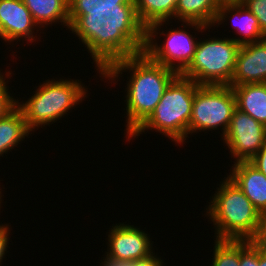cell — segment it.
<instances>
[{"label":"cell","instance_id":"obj_1","mask_svg":"<svg viewBox=\"0 0 266 266\" xmlns=\"http://www.w3.org/2000/svg\"><path fill=\"white\" fill-rule=\"evenodd\" d=\"M76 34L91 53L97 73L112 63L143 52L146 28L135 4H119V9H69V31Z\"/></svg>","mask_w":266,"mask_h":266},{"label":"cell","instance_id":"obj_2","mask_svg":"<svg viewBox=\"0 0 266 266\" xmlns=\"http://www.w3.org/2000/svg\"><path fill=\"white\" fill-rule=\"evenodd\" d=\"M129 71L126 87V139L151 115L178 73L151 60L144 52L112 63L99 77L111 83ZM117 78V79H116Z\"/></svg>","mask_w":266,"mask_h":266},{"label":"cell","instance_id":"obj_3","mask_svg":"<svg viewBox=\"0 0 266 266\" xmlns=\"http://www.w3.org/2000/svg\"><path fill=\"white\" fill-rule=\"evenodd\" d=\"M206 207V215L213 222L216 239L256 240L263 216L228 176Z\"/></svg>","mask_w":266,"mask_h":266},{"label":"cell","instance_id":"obj_4","mask_svg":"<svg viewBox=\"0 0 266 266\" xmlns=\"http://www.w3.org/2000/svg\"><path fill=\"white\" fill-rule=\"evenodd\" d=\"M193 80L178 74L167 86L160 102L151 115L127 138L139 137L148 130H154L175 144H183L189 135V122L192 113L195 90Z\"/></svg>","mask_w":266,"mask_h":266},{"label":"cell","instance_id":"obj_5","mask_svg":"<svg viewBox=\"0 0 266 266\" xmlns=\"http://www.w3.org/2000/svg\"><path fill=\"white\" fill-rule=\"evenodd\" d=\"M79 79L45 80L36 87L34 95L27 101L17 99L25 122L31 131L53 124L69 113L70 109L87 98L88 89ZM68 112V113H67Z\"/></svg>","mask_w":266,"mask_h":266},{"label":"cell","instance_id":"obj_6","mask_svg":"<svg viewBox=\"0 0 266 266\" xmlns=\"http://www.w3.org/2000/svg\"><path fill=\"white\" fill-rule=\"evenodd\" d=\"M239 47L231 37L199 40L192 62L181 75L198 85L229 86Z\"/></svg>","mask_w":266,"mask_h":266},{"label":"cell","instance_id":"obj_7","mask_svg":"<svg viewBox=\"0 0 266 266\" xmlns=\"http://www.w3.org/2000/svg\"><path fill=\"white\" fill-rule=\"evenodd\" d=\"M235 109L236 99L231 86L199 85L195 90L189 134L220 127L223 138Z\"/></svg>","mask_w":266,"mask_h":266},{"label":"cell","instance_id":"obj_8","mask_svg":"<svg viewBox=\"0 0 266 266\" xmlns=\"http://www.w3.org/2000/svg\"><path fill=\"white\" fill-rule=\"evenodd\" d=\"M165 24H167L166 21H160L146 28L143 52L151 60L181 74L192 62L198 40L188 30L180 29V27H178L179 29L170 28L166 31L167 33L163 29L161 33L158 32ZM158 34L159 36L166 35L165 41L161 45L156 41Z\"/></svg>","mask_w":266,"mask_h":266},{"label":"cell","instance_id":"obj_9","mask_svg":"<svg viewBox=\"0 0 266 266\" xmlns=\"http://www.w3.org/2000/svg\"><path fill=\"white\" fill-rule=\"evenodd\" d=\"M134 225L116 223L108 233L106 257L100 265H125L152 255L153 241L150 235Z\"/></svg>","mask_w":266,"mask_h":266},{"label":"cell","instance_id":"obj_10","mask_svg":"<svg viewBox=\"0 0 266 266\" xmlns=\"http://www.w3.org/2000/svg\"><path fill=\"white\" fill-rule=\"evenodd\" d=\"M221 139L235 158L234 162L249 161L266 143V126L236 108Z\"/></svg>","mask_w":266,"mask_h":266},{"label":"cell","instance_id":"obj_11","mask_svg":"<svg viewBox=\"0 0 266 266\" xmlns=\"http://www.w3.org/2000/svg\"><path fill=\"white\" fill-rule=\"evenodd\" d=\"M36 27L39 26L22 0H0V38L4 42L14 43L23 38L32 43L37 40Z\"/></svg>","mask_w":266,"mask_h":266},{"label":"cell","instance_id":"obj_12","mask_svg":"<svg viewBox=\"0 0 266 266\" xmlns=\"http://www.w3.org/2000/svg\"><path fill=\"white\" fill-rule=\"evenodd\" d=\"M266 82V38L240 45L229 86Z\"/></svg>","mask_w":266,"mask_h":266},{"label":"cell","instance_id":"obj_13","mask_svg":"<svg viewBox=\"0 0 266 266\" xmlns=\"http://www.w3.org/2000/svg\"><path fill=\"white\" fill-rule=\"evenodd\" d=\"M229 18H231V26H233L237 34L242 35L240 38L232 37L239 45L259 42L266 38L260 29L258 19L244 4L238 2L221 3L213 26L215 24L216 26L222 25Z\"/></svg>","mask_w":266,"mask_h":266},{"label":"cell","instance_id":"obj_14","mask_svg":"<svg viewBox=\"0 0 266 266\" xmlns=\"http://www.w3.org/2000/svg\"><path fill=\"white\" fill-rule=\"evenodd\" d=\"M227 176L237 184L260 214L266 215V176L249 161L234 162Z\"/></svg>","mask_w":266,"mask_h":266},{"label":"cell","instance_id":"obj_15","mask_svg":"<svg viewBox=\"0 0 266 266\" xmlns=\"http://www.w3.org/2000/svg\"><path fill=\"white\" fill-rule=\"evenodd\" d=\"M220 6L218 0H178L175 18L183 22L181 27L184 29L189 26L188 28L204 33L213 27Z\"/></svg>","mask_w":266,"mask_h":266},{"label":"cell","instance_id":"obj_16","mask_svg":"<svg viewBox=\"0 0 266 266\" xmlns=\"http://www.w3.org/2000/svg\"><path fill=\"white\" fill-rule=\"evenodd\" d=\"M236 108L266 126V82L231 86Z\"/></svg>","mask_w":266,"mask_h":266},{"label":"cell","instance_id":"obj_17","mask_svg":"<svg viewBox=\"0 0 266 266\" xmlns=\"http://www.w3.org/2000/svg\"><path fill=\"white\" fill-rule=\"evenodd\" d=\"M40 28L57 22L69 29V0H22ZM47 27H46V26Z\"/></svg>","mask_w":266,"mask_h":266},{"label":"cell","instance_id":"obj_18","mask_svg":"<svg viewBox=\"0 0 266 266\" xmlns=\"http://www.w3.org/2000/svg\"><path fill=\"white\" fill-rule=\"evenodd\" d=\"M32 133L21 109L16 105L0 119V156L14 149Z\"/></svg>","mask_w":266,"mask_h":266},{"label":"cell","instance_id":"obj_19","mask_svg":"<svg viewBox=\"0 0 266 266\" xmlns=\"http://www.w3.org/2000/svg\"><path fill=\"white\" fill-rule=\"evenodd\" d=\"M140 22L147 28L151 24L175 20L178 0H134Z\"/></svg>","mask_w":266,"mask_h":266},{"label":"cell","instance_id":"obj_20","mask_svg":"<svg viewBox=\"0 0 266 266\" xmlns=\"http://www.w3.org/2000/svg\"><path fill=\"white\" fill-rule=\"evenodd\" d=\"M212 264L210 266H240V240H214Z\"/></svg>","mask_w":266,"mask_h":266},{"label":"cell","instance_id":"obj_21","mask_svg":"<svg viewBox=\"0 0 266 266\" xmlns=\"http://www.w3.org/2000/svg\"><path fill=\"white\" fill-rule=\"evenodd\" d=\"M69 9H119V4H135L134 0H69Z\"/></svg>","mask_w":266,"mask_h":266},{"label":"cell","instance_id":"obj_22","mask_svg":"<svg viewBox=\"0 0 266 266\" xmlns=\"http://www.w3.org/2000/svg\"><path fill=\"white\" fill-rule=\"evenodd\" d=\"M2 73L3 72L0 70V119L17 105V100L14 99L12 94H10L8 91L9 87L7 85L8 79L11 78L12 73L10 71ZM4 74L6 75L5 77L3 76Z\"/></svg>","mask_w":266,"mask_h":266},{"label":"cell","instance_id":"obj_23","mask_svg":"<svg viewBox=\"0 0 266 266\" xmlns=\"http://www.w3.org/2000/svg\"><path fill=\"white\" fill-rule=\"evenodd\" d=\"M240 266H259V244L255 240H240Z\"/></svg>","mask_w":266,"mask_h":266},{"label":"cell","instance_id":"obj_24","mask_svg":"<svg viewBox=\"0 0 266 266\" xmlns=\"http://www.w3.org/2000/svg\"><path fill=\"white\" fill-rule=\"evenodd\" d=\"M243 4L258 19L260 29L266 36V0H246Z\"/></svg>","mask_w":266,"mask_h":266},{"label":"cell","instance_id":"obj_25","mask_svg":"<svg viewBox=\"0 0 266 266\" xmlns=\"http://www.w3.org/2000/svg\"><path fill=\"white\" fill-rule=\"evenodd\" d=\"M9 224H0V266L3 262V259L5 258V253H7L8 249L7 248H10L8 247L9 245V234H10V229L9 228Z\"/></svg>","mask_w":266,"mask_h":266},{"label":"cell","instance_id":"obj_26","mask_svg":"<svg viewBox=\"0 0 266 266\" xmlns=\"http://www.w3.org/2000/svg\"><path fill=\"white\" fill-rule=\"evenodd\" d=\"M154 252L152 255L125 264V266H164L163 260ZM164 263V264H163Z\"/></svg>","mask_w":266,"mask_h":266},{"label":"cell","instance_id":"obj_27","mask_svg":"<svg viewBox=\"0 0 266 266\" xmlns=\"http://www.w3.org/2000/svg\"><path fill=\"white\" fill-rule=\"evenodd\" d=\"M249 162L266 176V143Z\"/></svg>","mask_w":266,"mask_h":266},{"label":"cell","instance_id":"obj_28","mask_svg":"<svg viewBox=\"0 0 266 266\" xmlns=\"http://www.w3.org/2000/svg\"><path fill=\"white\" fill-rule=\"evenodd\" d=\"M263 249L266 250V215L262 218V226L259 237L255 240Z\"/></svg>","mask_w":266,"mask_h":266},{"label":"cell","instance_id":"obj_29","mask_svg":"<svg viewBox=\"0 0 266 266\" xmlns=\"http://www.w3.org/2000/svg\"><path fill=\"white\" fill-rule=\"evenodd\" d=\"M259 266H266V250L259 245Z\"/></svg>","mask_w":266,"mask_h":266},{"label":"cell","instance_id":"obj_30","mask_svg":"<svg viewBox=\"0 0 266 266\" xmlns=\"http://www.w3.org/2000/svg\"><path fill=\"white\" fill-rule=\"evenodd\" d=\"M220 3L237 2V0H218Z\"/></svg>","mask_w":266,"mask_h":266},{"label":"cell","instance_id":"obj_31","mask_svg":"<svg viewBox=\"0 0 266 266\" xmlns=\"http://www.w3.org/2000/svg\"><path fill=\"white\" fill-rule=\"evenodd\" d=\"M0 186H1V185H0ZM2 191H3V190H2L1 187H0V207H1V201H2L1 198H2V195H3V194L1 193ZM0 210H1V209H0Z\"/></svg>","mask_w":266,"mask_h":266},{"label":"cell","instance_id":"obj_32","mask_svg":"<svg viewBox=\"0 0 266 266\" xmlns=\"http://www.w3.org/2000/svg\"><path fill=\"white\" fill-rule=\"evenodd\" d=\"M246 0H237L238 3H244Z\"/></svg>","mask_w":266,"mask_h":266},{"label":"cell","instance_id":"obj_33","mask_svg":"<svg viewBox=\"0 0 266 266\" xmlns=\"http://www.w3.org/2000/svg\"><path fill=\"white\" fill-rule=\"evenodd\" d=\"M100 266H108V265H100ZM113 266H125V265H113Z\"/></svg>","mask_w":266,"mask_h":266}]
</instances>
